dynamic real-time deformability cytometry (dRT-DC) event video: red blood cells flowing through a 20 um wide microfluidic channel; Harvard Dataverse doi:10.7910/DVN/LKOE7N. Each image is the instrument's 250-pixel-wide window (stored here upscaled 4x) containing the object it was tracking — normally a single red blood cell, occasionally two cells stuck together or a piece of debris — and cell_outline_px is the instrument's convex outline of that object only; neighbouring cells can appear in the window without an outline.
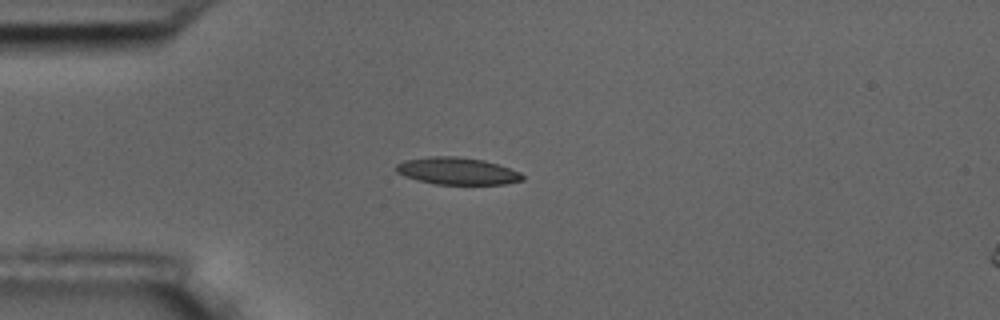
{"species": "common noctule bat (a hibernating species)", "species_latin": "Nyctalus noctula", "temperature_condition": "room temperature", "stored_images_in_passage": 5, "camera_frame_rate_fps": 3000, "um_per_image_px": 0.085, "animal": {"sex": "male", "body_mass_g": 17.5, "forearm_length_mm": 52.3}, "frame": {"image": 1, "passage_image": 5, "time_ms": 4.667, "image_size_px": [1000, 320], "cell_outline_px": [[524, 180], [504, 184], [436, 184], [404, 176], [396, 172], [396, 164], [404, 160], [428, 156], [456, 156], [484, 160], [520, 172], [524, 176]], "centroid_in_image_um": [38.85, 14.53], "position_along_channel_um": 46.2, "area_um2": 19.88}}